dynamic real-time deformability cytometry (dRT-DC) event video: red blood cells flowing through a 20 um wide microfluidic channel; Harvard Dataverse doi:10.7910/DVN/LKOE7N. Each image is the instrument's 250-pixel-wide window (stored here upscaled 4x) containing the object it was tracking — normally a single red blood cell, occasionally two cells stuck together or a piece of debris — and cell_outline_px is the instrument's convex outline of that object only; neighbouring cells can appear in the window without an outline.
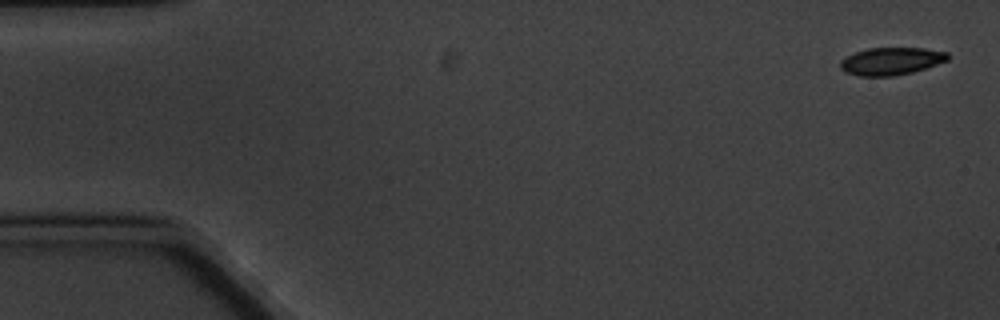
{"species": "common noctule bat (a hibernating species)", "species_latin": "Nyctalus noctula", "temperature_condition": "cold", "stored_images_in_passage": 8, "camera_frame_rate_fps": 3000, "um_per_image_px": 0.085, "animal": {"sex": "male", "body_mass_g": 20.1, "forearm_length_mm": 53.5}, "frame": {"image": 1, "passage_image": 1, "time_ms": 0.0, "image_size_px": [1000, 320], "cell_outline_px": [[948, 60], [912, 72], [892, 76], [860, 76], [844, 72], [840, 68], [840, 60], [844, 56], [868, 48], [924, 48], [948, 52]], "centroid_in_image_um": [75.7, 5.19], "position_along_channel_um": 9.3, "area_um2": 17.22}}
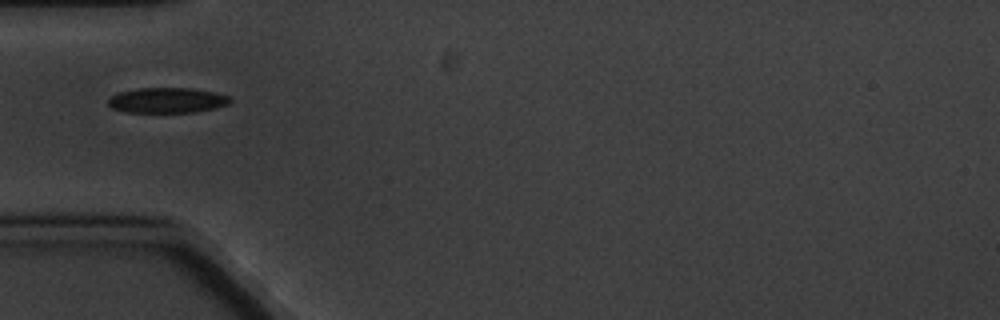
{"frame": {"image": 2, "passage_image": 5, "time_ms": 5.667, "image_size_px": [1000, 320], "cell_outline_px": [[232, 100], [228, 104], [216, 108], [196, 112], [124, 112], [112, 108], [108, 104], [108, 100], [112, 96], [120, 92], [136, 88], [192, 88], [212, 92], [228, 96]], "centroid_in_image_um": [14.2, 8.53], "position_along_channel_um": 70.8, "area_um2": 17.92}}
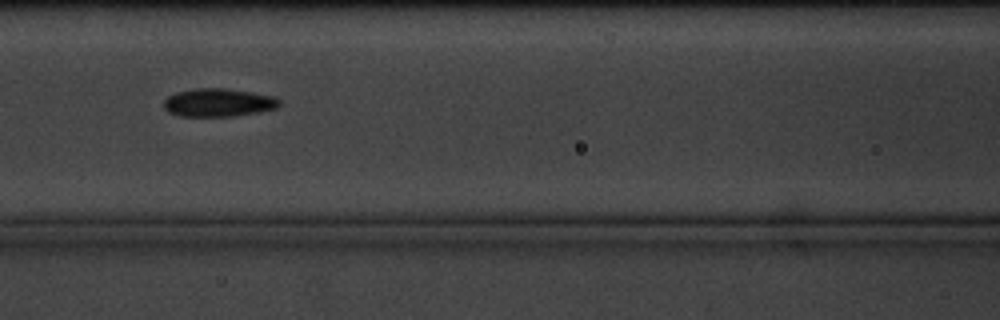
{"frame": {"image": 3, "passage_image": 7, "time_ms": 8.0, "image_size_px": [1000, 320], "cell_outline_px": [[280, 104], [276, 108], [256, 112], [232, 116], [180, 116], [168, 112], [164, 108], [164, 100], [168, 96], [176, 92], [192, 88], [224, 88], [252, 92], [272, 96], [280, 100]], "centroid_in_image_um": [18.52, 8.71], "position_along_channel_um": 148.1, "area_um2": 18.9}}